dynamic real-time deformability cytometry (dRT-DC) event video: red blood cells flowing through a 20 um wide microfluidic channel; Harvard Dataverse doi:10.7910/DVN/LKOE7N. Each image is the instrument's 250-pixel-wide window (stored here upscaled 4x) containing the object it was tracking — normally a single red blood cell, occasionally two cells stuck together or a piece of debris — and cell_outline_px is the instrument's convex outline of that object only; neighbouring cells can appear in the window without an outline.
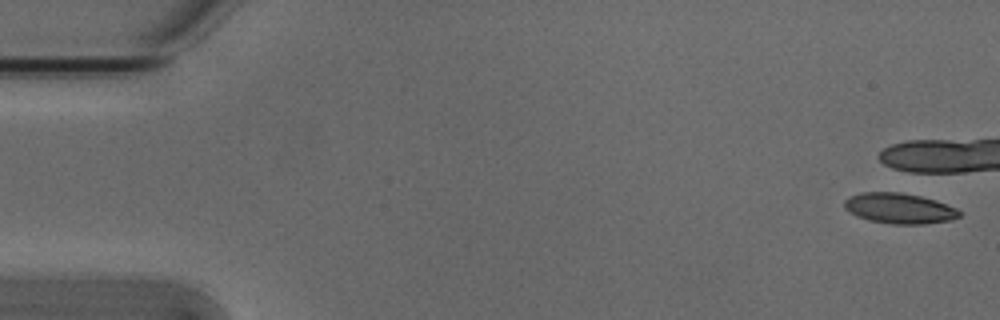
{"species": "Egyptian fruit bat (a non-hibernating species)", "species_latin": "Rousettus aegyptiacus", "temperature_condition": "cold", "stored_images_in_passage": 7, "camera_frame_rate_fps": 3000, "um_per_image_px": 0.085, "animal": {"sex": "male"}, "frame": {"image": 1, "passage_image": 1, "time_ms": 0.0, "image_size_px": [1000, 320], "cell_outline_px": [[960, 216], [952, 220], [924, 224], [892, 224], [868, 220], [856, 216], [844, 208], [844, 200], [848, 196], [860, 192], [900, 192], [920, 196], [936, 200], [956, 208], [960, 212]], "centroid_in_image_um": [76.42, 17.71], "position_along_channel_um": 8.6, "area_um2": 20.58}}
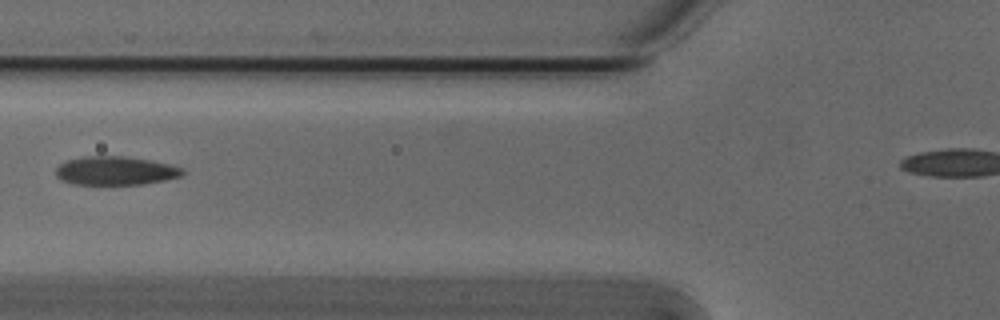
{"frame": {"image": 2, "passage_image": 7, "time_ms": 2.0, "image_size_px": [1000, 320], "cell_outline_px": [[184, 172], [180, 176], [164, 180], [144, 184], [72, 184], [56, 176], [56, 168], [60, 164], [68, 160], [84, 156], [124, 156], [148, 160], [168, 164], [184, 168]], "centroid_in_image_um": [9.81, 14.51], "position_along_channel_um": 116.0, "area_um2": 20.92}}